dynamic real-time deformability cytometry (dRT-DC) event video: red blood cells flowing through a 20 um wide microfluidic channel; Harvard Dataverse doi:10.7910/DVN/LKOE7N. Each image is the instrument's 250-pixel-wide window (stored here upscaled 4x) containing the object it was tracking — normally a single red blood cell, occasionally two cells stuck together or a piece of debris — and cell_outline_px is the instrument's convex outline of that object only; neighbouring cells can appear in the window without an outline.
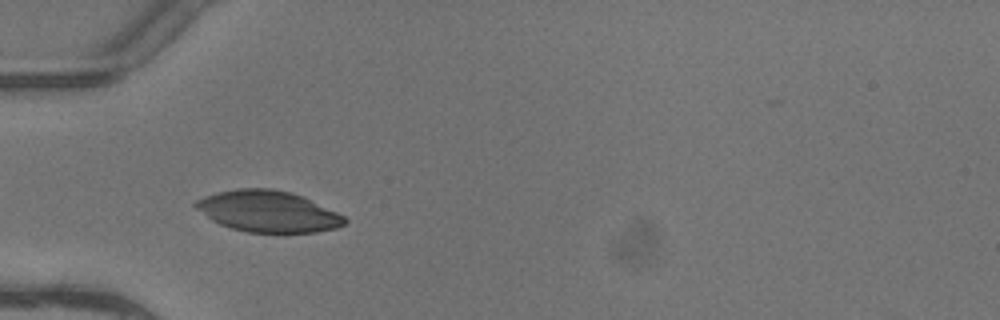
{"species": "common noctule bat (a hibernating species)", "species_latin": "Nyctalus noctula", "temperature_condition": "warm", "stored_images_in_passage": 5, "camera_frame_rate_fps": 3000, "um_per_image_px": 0.085, "animal": {"sex": "female"}, "frame": {"image": 1, "passage_image": 4, "time_ms": 1.0, "image_size_px": [1000, 320], "cell_outline_px": [[348, 220], [344, 224], [336, 228], [316, 232], [248, 232], [232, 228], [220, 224], [212, 220], [196, 208], [192, 204], [196, 200], [204, 196], [216, 192], [236, 188], [272, 188], [292, 192], [304, 196], [344, 216]], "centroid_in_image_um": [22.77, 17.95], "position_along_channel_um": 62.2, "area_um2": 35.84}}
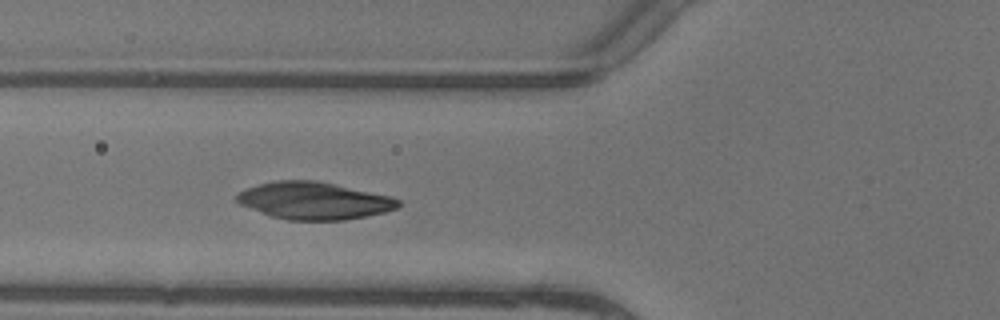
{"frame": {"image": 2, "passage_image": 5, "time_ms": 1.333, "image_size_px": [1000, 320], "cell_outline_px": [[400, 204], [396, 208], [384, 212], [344, 220], [288, 220], [272, 216], [260, 212], [240, 204], [236, 200], [236, 196], [240, 192], [248, 188], [260, 184], [276, 180], [316, 180], [392, 196], [400, 200]], "centroid_in_image_um": [26.71, 17.05], "position_along_channel_um": 99.1, "area_um2": 34.8}}